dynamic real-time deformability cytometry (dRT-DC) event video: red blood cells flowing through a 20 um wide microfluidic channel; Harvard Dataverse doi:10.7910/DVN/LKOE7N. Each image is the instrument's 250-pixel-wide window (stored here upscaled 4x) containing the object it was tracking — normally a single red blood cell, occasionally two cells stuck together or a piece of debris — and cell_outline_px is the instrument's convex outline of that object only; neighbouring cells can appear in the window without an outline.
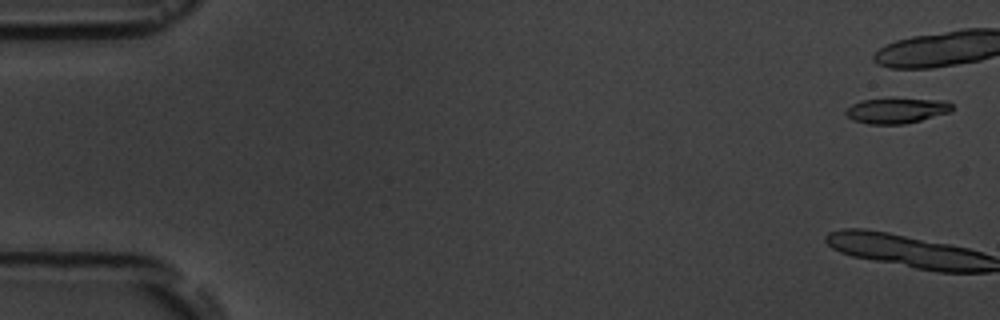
{"species": "common noctule bat (a hibernating species)", "species_latin": "Nyctalus noctula", "temperature_condition": "room temperature", "stored_images_in_passage": 6, "camera_frame_rate_fps": 3000, "um_per_image_px": 0.085, "animal": {"sex": "male", "body_mass_g": 19.5, "forearm_length_mm": 54.6}, "frame": {"image": 1, "passage_image": 1, "time_ms": 0.0, "image_size_px": [1000, 320], "cell_outline_px": [[952, 112], [904, 124], [868, 124], [852, 120], [844, 112], [852, 104], [860, 100], [892, 96], [948, 100], [952, 104]], "centroid_in_image_um": [76.24, 9.34], "position_along_channel_um": 8.8, "area_um2": 16.59}}